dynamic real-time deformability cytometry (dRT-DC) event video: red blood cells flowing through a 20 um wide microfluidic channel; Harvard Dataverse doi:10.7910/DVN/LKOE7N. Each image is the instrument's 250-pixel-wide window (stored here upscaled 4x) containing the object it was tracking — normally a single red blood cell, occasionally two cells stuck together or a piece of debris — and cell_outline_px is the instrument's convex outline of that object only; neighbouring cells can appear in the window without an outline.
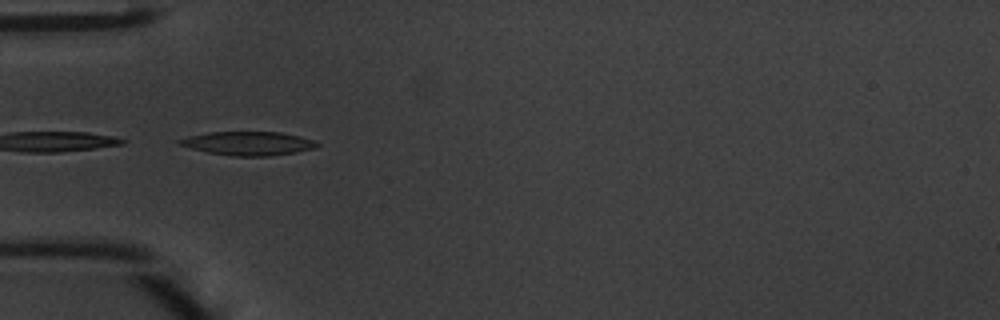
{"species": "common noctule bat (a hibernating species)", "species_latin": "Nyctalus noctula", "temperature_condition": "warm", "stored_images_in_passage": 4, "camera_frame_rate_fps": 3000, "um_per_image_px": 0.085, "animal": {"sex": "male", "body_mass_g": 20.1, "forearm_length_mm": 53.5}, "frame": {"image": 1, "passage_image": 1, "time_ms": 0.0, "image_size_px": [1000, 320], "cell_outline_px": [[320, 144], [316, 148], [296, 152], [268, 156], [232, 156], [208, 152], [176, 144], [176, 140], [188, 136], [208, 132], [280, 132], [300, 136], [316, 140]], "centroid_in_image_um": [21.11, 12.18], "position_along_channel_um": 63.9, "area_um2": 19.13}}